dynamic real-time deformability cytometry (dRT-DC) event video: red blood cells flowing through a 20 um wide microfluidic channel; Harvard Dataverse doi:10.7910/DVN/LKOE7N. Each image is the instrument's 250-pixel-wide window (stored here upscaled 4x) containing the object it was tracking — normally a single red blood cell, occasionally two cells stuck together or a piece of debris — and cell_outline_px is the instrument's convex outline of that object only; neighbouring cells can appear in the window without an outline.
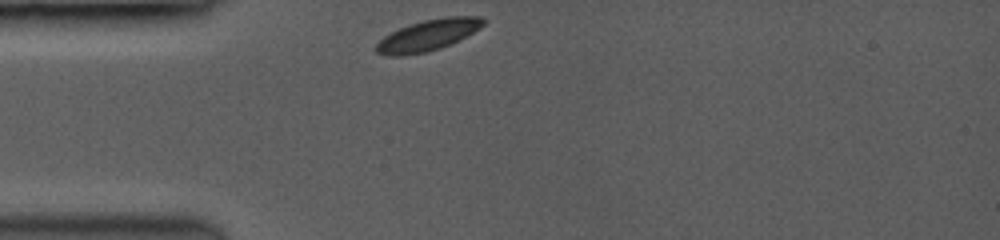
{"species": "common noctule bat (a hibernating species)", "species_latin": "Nyctalus noctula", "temperature_condition": "room temperature", "stored_images_in_passage": 36, "camera_frame_rate_fps": 3500, "um_per_image_px": 0.085, "animal": {"sex": "female", "body_mass_g": 19.0, "forearm_length_mm": 53.3}, "frame": {"image": 1, "passage_image": 1, "time_ms": 0.0, "image_size_px": [1000, 240], "cell_outline_px": [[488, 20], [480, 28], [440, 48], [428, 52], [400, 56], [392, 56], [376, 52], [376, 44], [384, 36], [400, 28], [424, 20], [444, 16], [480, 16]], "centroid_in_image_um": [36.39, 2.98], "position_along_channel_um": 48.6, "area_um2": 19.13}}
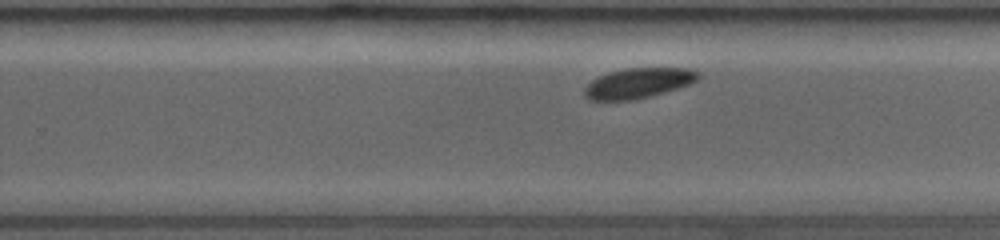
{"frame": {"image": 2, "passage_image": 23, "time_ms": 6.286, "image_size_px": [1000, 240], "cell_outline_px": [[700, 76], [696, 80], [688, 84], [676, 88], [648, 96], [628, 100], [592, 100], [584, 96], [584, 88], [592, 80], [608, 72], [628, 68], [688, 68], [700, 72]], "centroid_in_image_um": [54.23, 7.05], "position_along_channel_um": 275.6, "area_um2": 19.59}}
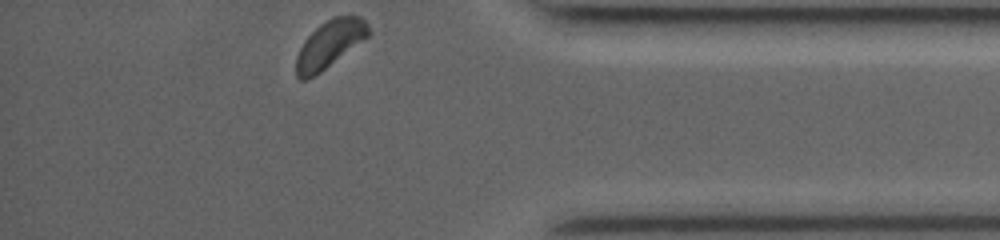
{"frame": {"image": 3, "passage_image": 36, "time_ms": 10.0, "image_size_px": [1000, 240], "cell_outline_px": [[372, 32], [368, 36], [320, 72], [304, 80], [300, 80], [296, 76], [296, 56], [304, 40], [320, 24], [332, 16], [360, 16], [368, 24]], "centroid_in_image_um": [28.02, 3.73], "position_along_channel_um": 407.2, "area_um2": 19.65}}